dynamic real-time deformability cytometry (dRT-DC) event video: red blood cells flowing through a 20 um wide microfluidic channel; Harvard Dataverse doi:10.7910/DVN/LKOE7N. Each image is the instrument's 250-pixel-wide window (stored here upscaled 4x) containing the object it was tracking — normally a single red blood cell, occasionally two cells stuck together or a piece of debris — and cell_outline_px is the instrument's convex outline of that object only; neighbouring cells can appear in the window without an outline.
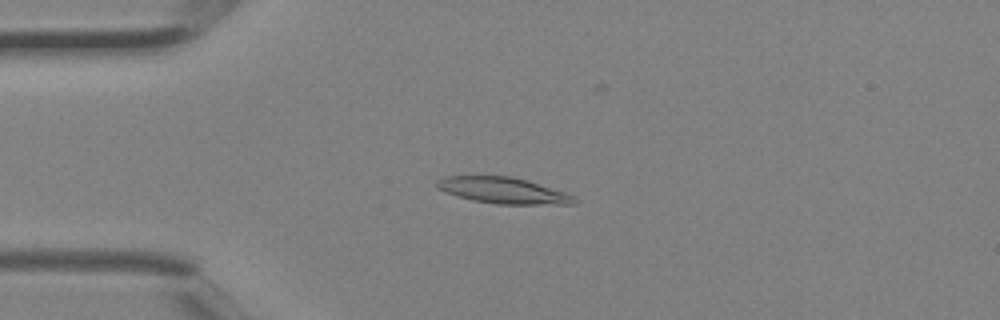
{"species": "Egyptian fruit bat (a non-hibernating species)", "species_latin": "Rousettus aegyptiacus", "temperature_condition": "room temperature", "stored_images_in_passage": 3, "camera_frame_rate_fps": 3000, "um_per_image_px": 0.085, "animal": {"sex": "female"}, "frame": {"image": 1, "passage_image": 2, "time_ms": 0.333, "image_size_px": [1000, 320], "cell_outline_px": [[576, 204], [496, 204], [472, 200], [448, 192], [440, 188], [436, 184], [436, 180], [444, 176], [512, 176], [528, 180], [564, 192], [572, 196], [576, 200]], "centroid_in_image_um": [42.78, 16.18], "position_along_channel_um": 42.2, "area_um2": 20.63}}
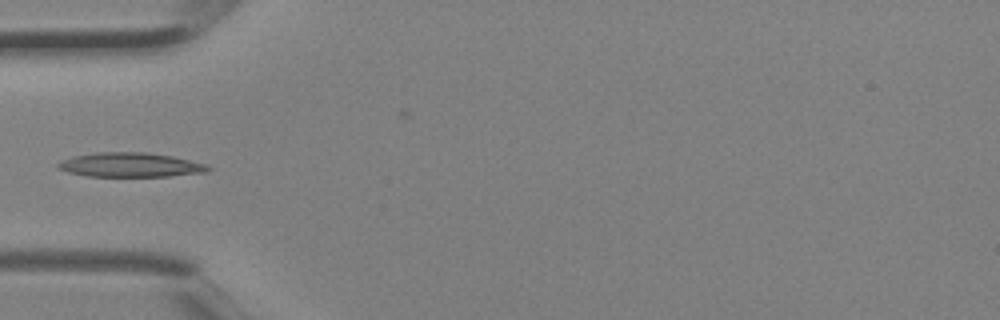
{"frame": {"image": 2, "passage_image": 3, "time_ms": 0.667, "image_size_px": [1000, 320], "cell_outline_px": [[212, 168], [208, 172], [168, 176], [88, 176], [68, 172], [60, 168], [56, 164], [72, 156], [96, 152], [148, 152], [172, 156], [208, 164]], "centroid_in_image_um": [11.13, 14.01], "position_along_channel_um": 73.9, "area_um2": 21.27}}